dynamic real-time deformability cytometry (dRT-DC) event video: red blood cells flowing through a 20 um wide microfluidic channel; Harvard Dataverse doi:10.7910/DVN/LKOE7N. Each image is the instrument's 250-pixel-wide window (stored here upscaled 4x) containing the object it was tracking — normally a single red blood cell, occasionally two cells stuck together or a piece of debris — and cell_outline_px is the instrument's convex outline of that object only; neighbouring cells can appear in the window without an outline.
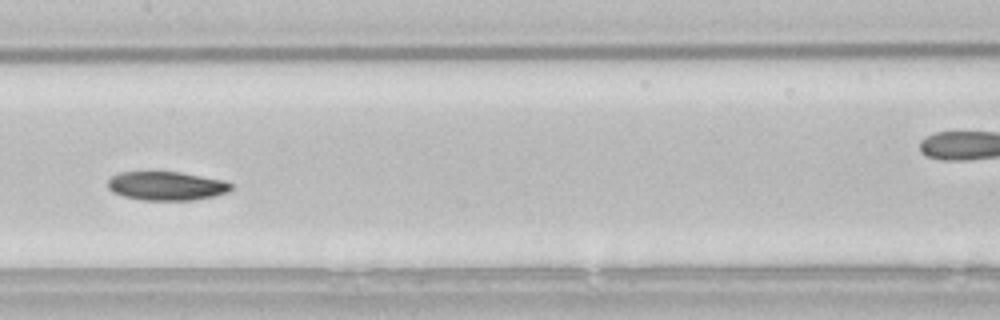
{"species": "common noctule bat (a hibernating species)", "species_latin": "Nyctalus noctula", "temperature_condition": "room temperature", "stored_images_in_passage": 33, "camera_frame_rate_fps": 3000, "um_per_image_px": 0.085, "animal": {"sex": "male", "body_mass_g": 21.5, "forearm_length_mm": 52.0}, "frame": {"image": 1, "passage_image": 15, "time_ms": 4.667, "image_size_px": [1000, 320], "cell_outline_px": [[232, 188], [228, 192], [212, 196], [192, 200], [140, 200], [124, 196], [112, 192], [108, 188], [108, 180], [112, 176], [120, 172], [180, 172], [224, 180], [232, 184]], "centroid_in_image_um": [14.14, 15.8], "position_along_channel_um": 193.3, "area_um2": 20.63}, "authors_computed_cell_mechanics": {"area_um2": 21.097, "velocity_mm_per_s": 3.7928, "shape_relaxation_time_tau1_ms": 3.0284, "shape_relaxation_time_tau2_ms": null, "deformation_change_tau1": 0.1255, "deformation_change_tau2": null}}